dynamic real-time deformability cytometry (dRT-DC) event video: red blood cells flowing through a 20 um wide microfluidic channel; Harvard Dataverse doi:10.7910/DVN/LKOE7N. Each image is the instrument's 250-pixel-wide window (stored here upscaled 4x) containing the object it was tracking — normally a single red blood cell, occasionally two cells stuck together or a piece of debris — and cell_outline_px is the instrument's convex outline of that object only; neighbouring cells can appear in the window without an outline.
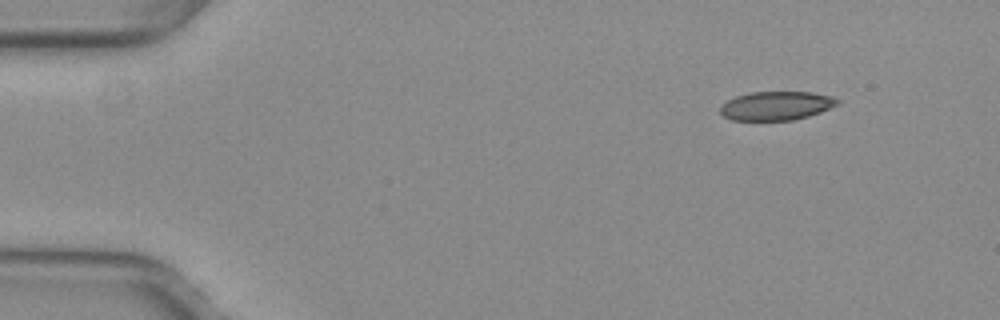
{"species": "common noctule bat (a hibernating species)", "species_latin": "Nyctalus noctula", "temperature_condition": "warm", "stored_images_in_passage": 47, "camera_frame_rate_fps": 3000, "um_per_image_px": 0.085, "animal": {"sex": "female", "body_mass_g": 29.2, "forearm_length_mm": 56.3}, "frame": {"image": 1, "passage_image": 1, "time_ms": 0.0, "image_size_px": [1000, 320], "cell_outline_px": [[840, 104], [820, 112], [808, 116], [792, 120], [732, 120], [724, 116], [720, 112], [720, 108], [728, 100], [736, 96], [752, 92], [812, 92], [832, 96], [840, 100]], "centroid_in_image_um": [66.02, 8.98], "position_along_channel_um": 19.0, "area_um2": 19.59}}
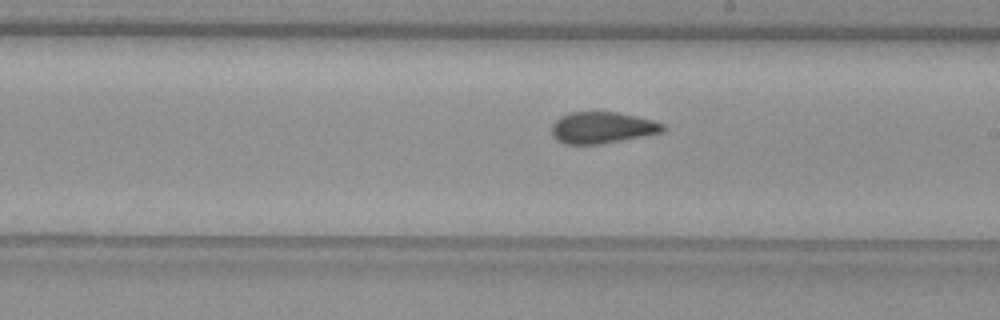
{"frame": {"image": 2, "passage_image": 25, "time_ms": 8.0, "image_size_px": [1000, 320], "cell_outline_px": [[668, 128], [664, 132], [600, 144], [564, 144], [556, 140], [552, 136], [552, 124], [560, 116], [572, 112], [616, 112], [636, 116], [652, 120], [664, 124]], "centroid_in_image_um": [51.19, 10.85], "position_along_channel_um": 237.8, "area_um2": 20.46}}
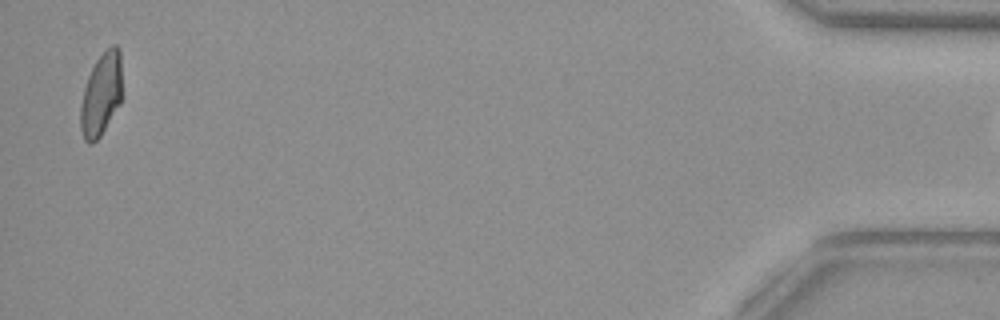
{"frame": {"image": 3, "passage_image": 46, "time_ms": 15.0, "image_size_px": [1000, 320], "cell_outline_px": [[120, 104], [100, 136], [92, 144], [88, 144], [84, 140], [80, 128], [80, 104], [84, 88], [88, 76], [96, 60], [104, 48], [112, 44], [116, 44], [120, 48]], "centroid_in_image_um": [8.57, 8.01], "position_along_channel_um": 426.6, "area_um2": 20.11}}